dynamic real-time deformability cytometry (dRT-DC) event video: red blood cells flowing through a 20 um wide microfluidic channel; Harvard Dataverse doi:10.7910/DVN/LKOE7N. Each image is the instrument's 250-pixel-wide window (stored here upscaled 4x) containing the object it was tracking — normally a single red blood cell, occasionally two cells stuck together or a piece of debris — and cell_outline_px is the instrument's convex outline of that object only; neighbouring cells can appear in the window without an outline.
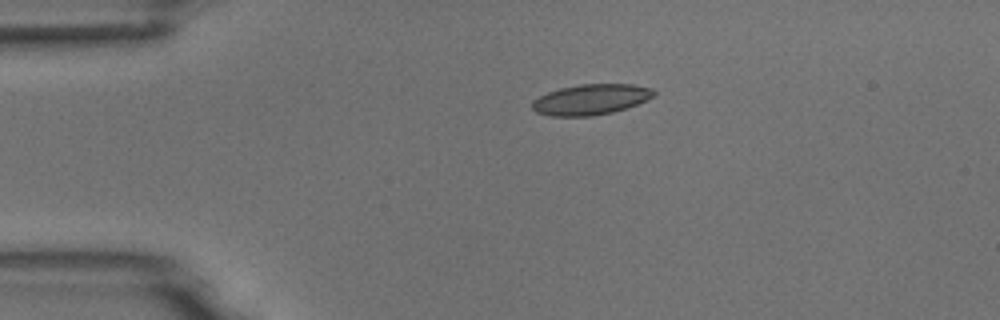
{"species": "common noctule bat (a hibernating species)", "species_latin": "Nyctalus noctula", "temperature_condition": "room temperature", "stored_images_in_passage": 2, "camera_frame_rate_fps": 3000, "um_per_image_px": 0.085, "animal": {"sex": "male", "body_mass_g": 18.8}, "frame": {"image": 1, "passage_image": 1, "time_ms": 0.0, "image_size_px": [1000, 320], "cell_outline_px": [[656, 96], [648, 100], [612, 112], [592, 116], [548, 116], [536, 112], [532, 108], [532, 100], [548, 92], [560, 88], [580, 84], [632, 84], [652, 88], [656, 92]], "centroid_in_image_um": [50.23, 8.45], "position_along_channel_um": 34.8, "area_um2": 21.73}}